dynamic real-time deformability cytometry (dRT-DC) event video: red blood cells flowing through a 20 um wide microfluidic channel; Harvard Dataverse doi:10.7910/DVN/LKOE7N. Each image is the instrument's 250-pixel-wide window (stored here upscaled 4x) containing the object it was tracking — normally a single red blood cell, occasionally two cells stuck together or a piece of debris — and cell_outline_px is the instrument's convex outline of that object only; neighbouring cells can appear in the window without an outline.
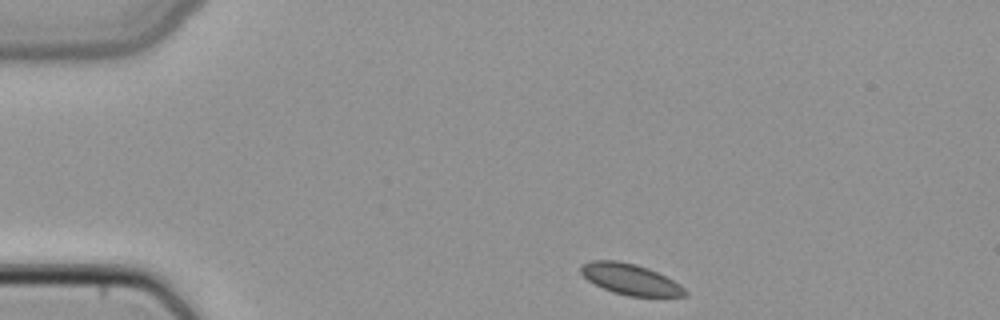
{"species": "common noctule bat (a hibernating species)", "species_latin": "Nyctalus noctula", "temperature_condition": "cold", "stored_images_in_passage": 42, "camera_frame_rate_fps": 3000, "um_per_image_px": 0.085, "animal": {"sex": "female", "body_mass_g": 22.7, "forearm_length_mm": 54.2}, "frame": {"image": 1, "passage_image": 1, "time_ms": 0.0, "image_size_px": [1000, 320], "cell_outline_px": [[688, 296], [628, 296], [612, 292], [588, 280], [580, 272], [580, 264], [592, 260], [616, 260], [636, 264], [648, 268], [680, 284], [688, 292]], "centroid_in_image_um": [53.56, 23.73], "position_along_channel_um": 31.4, "area_um2": 18.67}}
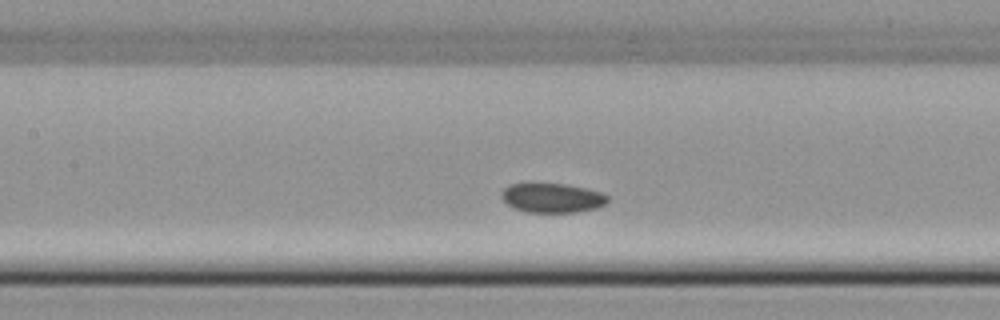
{"frame": {"image": 2, "passage_image": 15, "time_ms": 4.667, "image_size_px": [1000, 320], "cell_outline_px": [[608, 200], [604, 204], [596, 208], [576, 212], [528, 212], [516, 208], [508, 204], [500, 196], [500, 192], [508, 184], [532, 180], [564, 184], [584, 188], [600, 192], [608, 196]], "centroid_in_image_um": [46.85, 16.76], "position_along_channel_um": 160.5, "area_um2": 18.73}}
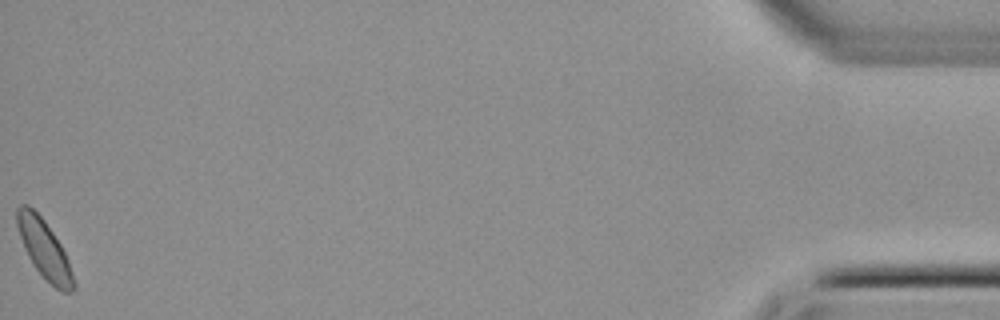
{"frame": {"image": 3, "passage_image": 42, "time_ms": 13.667, "image_size_px": [1000, 320], "cell_outline_px": [[76, 288], [72, 292], [60, 292], [32, 264], [24, 248], [16, 224], [16, 208], [20, 204], [28, 204], [44, 220], [60, 244], [68, 260], [76, 284]], "centroid_in_image_um": [3.76, 21.17], "position_along_channel_um": 431.4, "area_um2": 19.02}}